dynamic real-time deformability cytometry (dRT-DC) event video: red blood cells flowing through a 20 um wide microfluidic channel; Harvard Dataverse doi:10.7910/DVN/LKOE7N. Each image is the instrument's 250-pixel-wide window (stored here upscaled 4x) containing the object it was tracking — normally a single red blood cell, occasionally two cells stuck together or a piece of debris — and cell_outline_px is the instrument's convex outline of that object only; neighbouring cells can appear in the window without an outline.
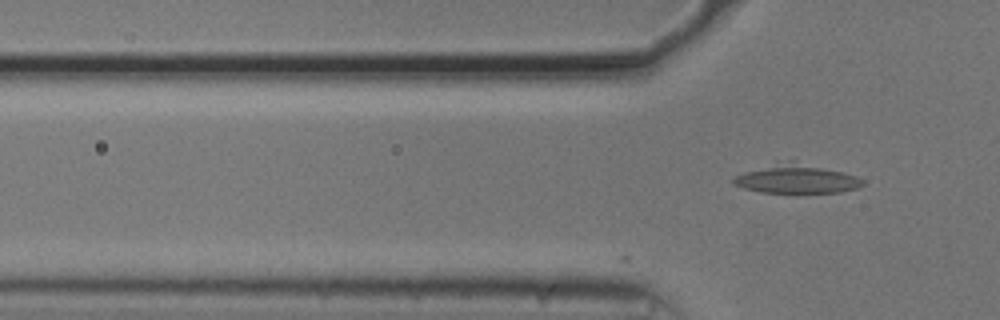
{"species": "common noctule bat (a hibernating species)", "species_latin": "Nyctalus noctula", "temperature_condition": "cold", "stored_images_in_passage": 3, "camera_frame_rate_fps": 3000, "um_per_image_px": 0.085, "animal": {"sex": "male", "body_mass_g": 20.5, "forearm_length_mm": 52.5}, "frame": {"image": 1, "passage_image": 3, "time_ms": 0.667, "image_size_px": [1000, 320], "cell_outline_px": [[864, 184], [856, 188], [840, 192], [796, 196], [760, 192], [744, 188], [732, 184], [732, 180], [736, 176], [744, 172], [776, 160], [792, 160], [856, 176], [864, 180]], "centroid_in_image_um": [67.64, 15.24], "position_along_channel_um": 58.2, "area_um2": 22.89}}